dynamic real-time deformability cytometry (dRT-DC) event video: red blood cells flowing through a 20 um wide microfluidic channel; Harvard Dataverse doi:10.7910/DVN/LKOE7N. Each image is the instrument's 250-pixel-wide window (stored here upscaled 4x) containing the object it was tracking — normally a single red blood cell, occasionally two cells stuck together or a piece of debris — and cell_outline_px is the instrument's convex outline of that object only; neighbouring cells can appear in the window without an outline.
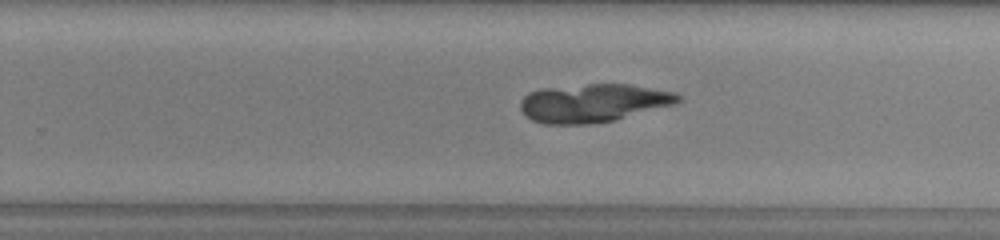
{"species": "common noctule bat (a hibernating species)", "species_latin": "Nyctalus noctula", "temperature_condition": "warm", "stored_images_in_passage": 46, "camera_frame_rate_fps": 3000, "um_per_image_px": 0.085, "animal": {"sex": "male", "body_mass_g": 13.0, "forearm_length_mm": 53.1}, "frame": {"image": 1, "passage_image": 27, "time_ms": 8.667, "image_size_px": [1000, 240], "cell_outline_px": [[684, 96], [676, 104], [616, 120], [588, 124], [544, 124], [532, 120], [520, 108], [520, 100], [528, 92], [540, 88], [588, 84], [628, 84], [676, 92]], "centroid_in_image_um": [50.45, 8.75], "position_along_channel_um": 279.3, "area_um2": 35.49}}
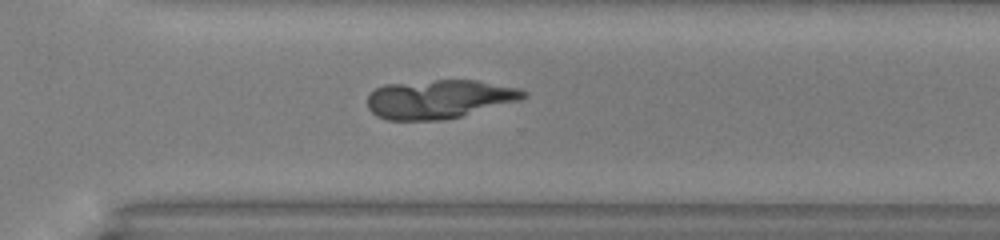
{"frame": {"image": 2, "passage_image": 31, "time_ms": 10.0, "image_size_px": [1000, 240], "cell_outline_px": [[528, 96], [520, 100], [460, 116], [440, 120], [388, 120], [376, 116], [368, 108], [368, 96], [376, 88], [384, 84], [436, 80], [476, 80], [516, 88], [528, 92]], "centroid_in_image_um": [37.3, 8.42], "position_along_channel_um": 333.3, "area_um2": 35.03}}
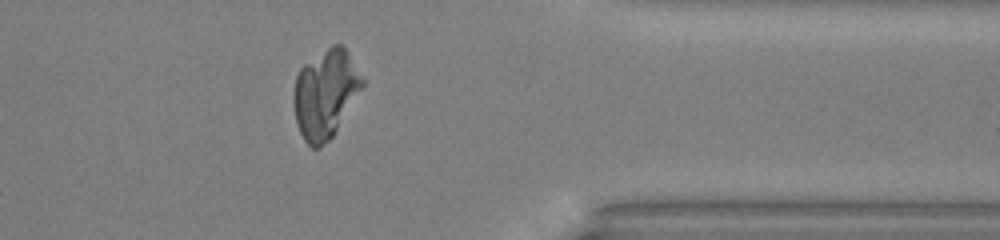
{"frame": {"image": 3, "passage_image": 36, "time_ms": 11.667, "image_size_px": [1000, 240], "cell_outline_px": [[364, 84], [336, 132], [320, 148], [312, 148], [304, 140], [300, 132], [296, 120], [292, 100], [292, 92], [296, 76], [300, 68], [304, 64], [332, 44], [340, 44], [348, 52], [364, 80]], "centroid_in_image_um": [27.64, 7.98], "position_along_channel_um": 383.8, "area_um2": 35.37}}